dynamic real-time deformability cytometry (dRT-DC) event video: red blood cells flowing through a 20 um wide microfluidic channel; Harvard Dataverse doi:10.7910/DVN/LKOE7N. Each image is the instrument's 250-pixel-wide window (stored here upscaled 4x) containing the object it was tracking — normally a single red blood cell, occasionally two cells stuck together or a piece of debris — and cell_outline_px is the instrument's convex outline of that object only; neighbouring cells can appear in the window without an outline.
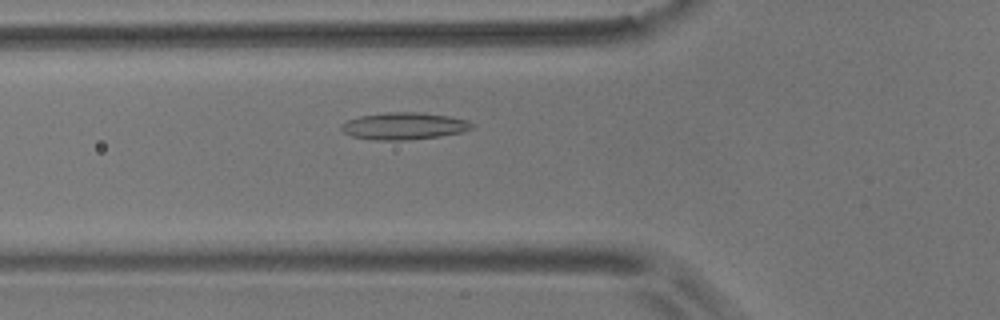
{"species": "common noctule bat (a hibernating species)", "species_latin": "Nyctalus noctula", "temperature_condition": "room temperature", "stored_images_in_passage": 48, "camera_frame_rate_fps": 3000, "um_per_image_px": 0.085, "animal": {"sex": "male", "body_mass_g": 17.9}, "frame": {"image": 1, "passage_image": 16, "time_ms": 5.0, "image_size_px": [1000, 320], "cell_outline_px": [[476, 128], [464, 132], [440, 136], [408, 140], [376, 140], [352, 136], [344, 132], [340, 128], [340, 124], [348, 120], [360, 116], [384, 112], [416, 112], [448, 116], [468, 120], [476, 124]], "centroid_in_image_um": [34.39, 10.71], "position_along_channel_um": 91.4, "area_um2": 20.81}}
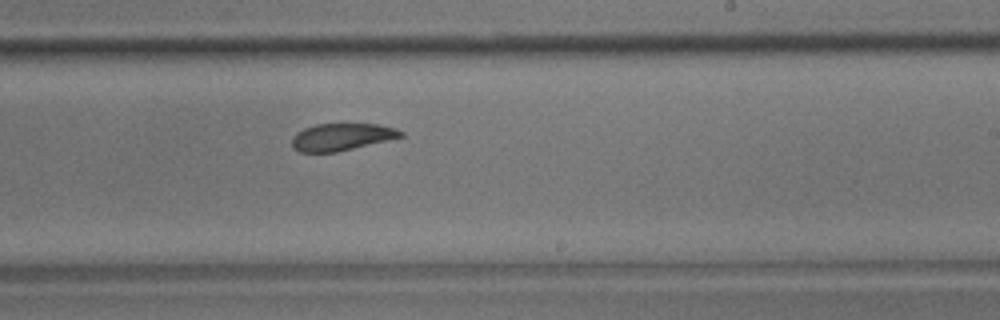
{"frame": {"image": 2, "passage_image": 30, "time_ms": 9.667, "image_size_px": [1000, 320], "cell_outline_px": [[404, 136], [388, 140], [336, 152], [300, 152], [292, 148], [292, 136], [296, 132], [304, 128], [316, 124], [380, 124], [396, 128], [404, 132]], "centroid_in_image_um": [29.03, 11.63], "position_along_channel_um": 260.0, "area_um2": 17.28}}
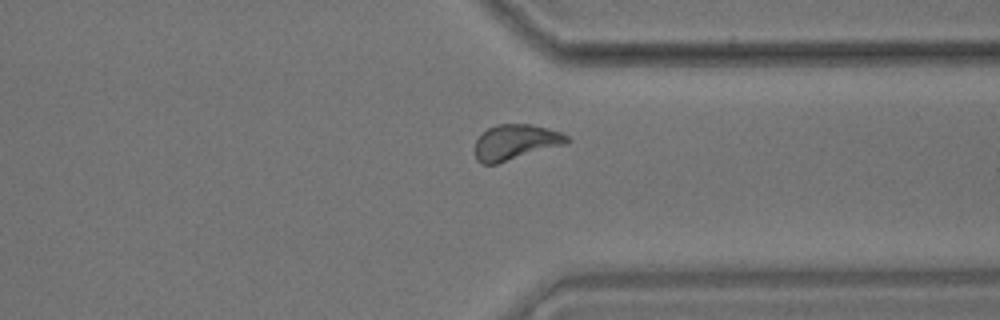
{"frame": {"image": 3, "passage_image": 39, "time_ms": 12.667, "image_size_px": [1000, 320], "cell_outline_px": [[572, 140], [568, 144], [496, 164], [480, 164], [476, 160], [476, 140], [488, 128], [496, 124], [532, 124], [560, 132], [568, 136]], "centroid_in_image_um": [43.86, 12.09], "position_along_channel_um": 367.5, "area_um2": 19.07}}